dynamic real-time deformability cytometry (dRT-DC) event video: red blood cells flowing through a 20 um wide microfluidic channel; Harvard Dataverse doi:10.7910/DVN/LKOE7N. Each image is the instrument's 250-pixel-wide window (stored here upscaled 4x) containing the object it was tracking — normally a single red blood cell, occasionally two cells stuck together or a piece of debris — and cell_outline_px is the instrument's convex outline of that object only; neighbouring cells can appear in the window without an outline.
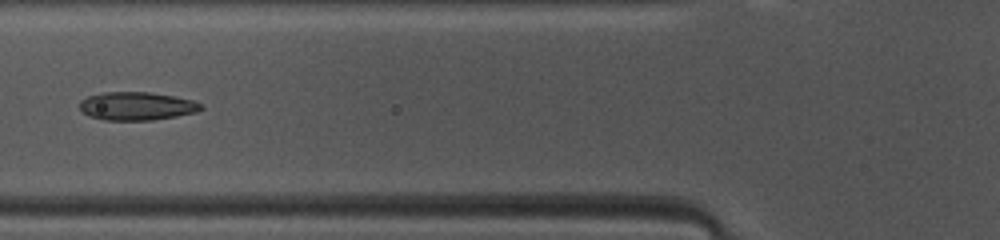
{"species": "common noctule bat (a hibernating species)", "species_latin": "Nyctalus noctula", "temperature_condition": "warm", "stored_images_in_passage": 47, "camera_frame_rate_fps": 3000, "um_per_image_px": 0.085, "animal": {"sex": "female", "body_mass_g": 10.0, "forearm_length_mm": 53.1}, "frame": {"image": 1, "passage_image": 16, "time_ms": 5.0, "image_size_px": [1000, 240], "cell_outline_px": [[204, 108], [196, 112], [176, 116], [152, 120], [104, 120], [88, 116], [80, 108], [80, 100], [88, 96], [104, 92], [148, 92], [172, 96], [192, 100], [204, 104]], "centroid_in_image_um": [11.63, 9.02], "position_along_channel_um": 114.2, "area_um2": 19.94}}
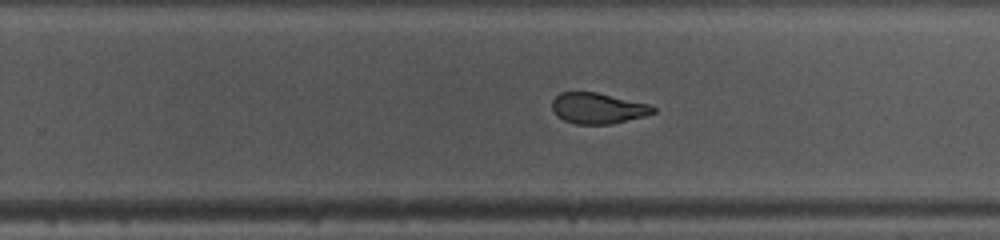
{"frame": {"image": 2, "passage_image": 28, "time_ms": 9.0, "image_size_px": [1000, 240], "cell_outline_px": [[656, 112], [644, 116], [612, 124], [576, 124], [564, 120], [556, 116], [552, 108], [552, 100], [560, 92], [596, 92], [648, 104], [656, 108]], "centroid_in_image_um": [50.8, 9.2], "position_along_channel_um": 279.0, "area_um2": 18.09}}
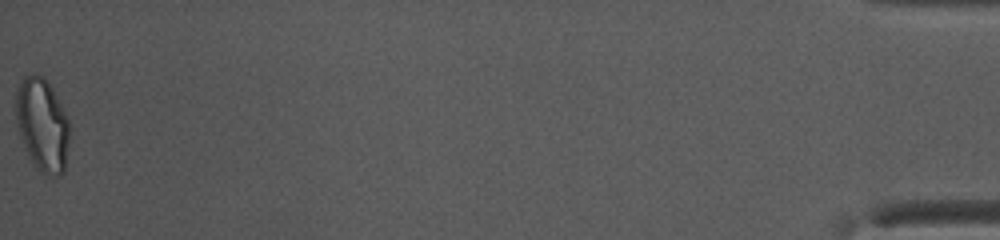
{"frame": {"image": 3, "passage_image": 47, "time_ms": 15.333, "image_size_px": [1000, 240], "cell_outline_px": [[72, 128], [64, 172], [60, 176], [52, 176], [36, 168], [32, 164], [24, 144], [16, 120], [16, 88], [24, 76], [32, 72], [44, 76], [52, 88]], "centroid_in_image_um": [3.62, 10.59], "position_along_channel_um": 431.6, "area_um2": 29.3}, "authors_computed_cell_mechanics": {"area_um2": 20.519, "velocity_mm_per_s": 4.1223, "shape_relaxation_time_tau1_ms": 7.7096, "shape_relaxation_time_tau2_ms": 1.0966, "deformation_change_tau1": 0.2081, "deformation_change_tau2": 0.0614}}